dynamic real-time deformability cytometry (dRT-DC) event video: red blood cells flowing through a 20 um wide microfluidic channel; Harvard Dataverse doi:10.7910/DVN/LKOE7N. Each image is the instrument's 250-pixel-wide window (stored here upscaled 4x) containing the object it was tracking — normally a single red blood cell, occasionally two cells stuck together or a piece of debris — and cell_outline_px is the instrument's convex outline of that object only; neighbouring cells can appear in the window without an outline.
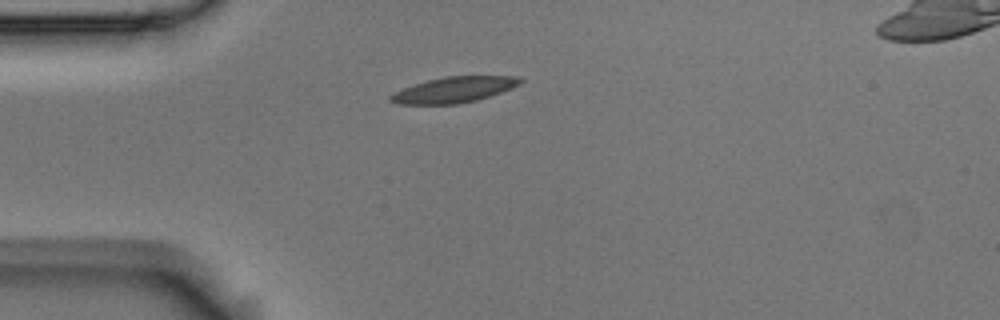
{"species": "Egyptian fruit bat (a non-hibernating species)", "species_latin": "Rousettus aegyptiacus", "temperature_condition": "room temperature", "stored_images_in_passage": 3, "camera_frame_rate_fps": 3000, "um_per_image_px": 0.085, "animal": {"sex": "male"}, "frame": {"image": 1, "passage_image": 3, "time_ms": 0.667, "image_size_px": [1000, 320], "cell_outline_px": [[524, 80], [520, 84], [512, 88], [476, 100], [456, 104], [396, 104], [388, 100], [388, 96], [404, 88], [428, 80], [444, 76], [516, 76]], "centroid_in_image_um": [38.58, 7.63], "position_along_channel_um": 46.4, "area_um2": 19.25}}